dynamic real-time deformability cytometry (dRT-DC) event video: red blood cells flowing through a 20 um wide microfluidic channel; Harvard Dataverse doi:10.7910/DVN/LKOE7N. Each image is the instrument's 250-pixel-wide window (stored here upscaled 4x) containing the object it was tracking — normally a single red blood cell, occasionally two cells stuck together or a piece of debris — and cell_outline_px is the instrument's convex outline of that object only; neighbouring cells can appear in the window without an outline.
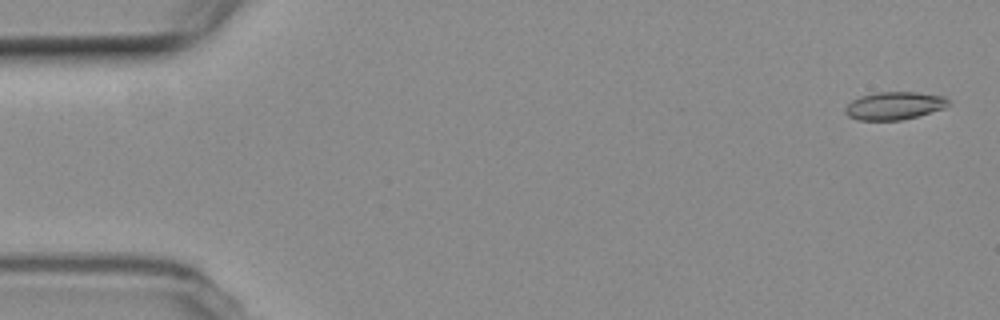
{"species": "common noctule bat (a hibernating species)", "species_latin": "Nyctalus noctula", "temperature_condition": "room temperature", "stored_images_in_passage": 5, "camera_frame_rate_fps": 3000, "um_per_image_px": 0.085, "animal": {"sex": "female", "body_mass_g": 19.3, "forearm_length_mm": 54.1}, "frame": {"image": 1, "passage_image": 1, "time_ms": 0.0, "image_size_px": [1000, 320], "cell_outline_px": [[948, 104], [944, 108], [916, 116], [900, 120], [856, 120], [848, 116], [844, 112], [844, 108], [852, 100], [860, 96], [876, 92], [916, 92], [944, 96], [948, 100]], "centroid_in_image_um": [75.97, 8.98], "position_along_channel_um": 9.0, "area_um2": 16.65}}
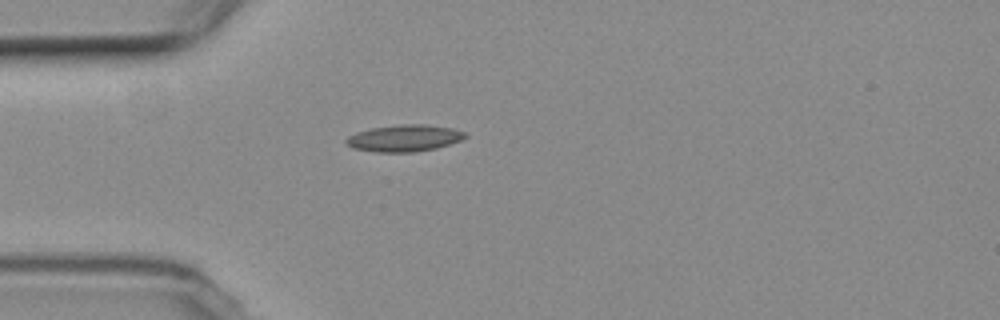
{"frame": {"image": 2, "passage_image": 4, "time_ms": 4.667, "image_size_px": [1000, 320], "cell_outline_px": [[468, 136], [460, 140], [436, 148], [416, 152], [376, 152], [352, 148], [344, 144], [344, 140], [348, 136], [356, 132], [368, 128], [400, 124], [424, 124], [452, 128], [464, 132]], "centroid_in_image_um": [34.3, 11.74], "position_along_channel_um": 50.7, "area_um2": 18.73}}